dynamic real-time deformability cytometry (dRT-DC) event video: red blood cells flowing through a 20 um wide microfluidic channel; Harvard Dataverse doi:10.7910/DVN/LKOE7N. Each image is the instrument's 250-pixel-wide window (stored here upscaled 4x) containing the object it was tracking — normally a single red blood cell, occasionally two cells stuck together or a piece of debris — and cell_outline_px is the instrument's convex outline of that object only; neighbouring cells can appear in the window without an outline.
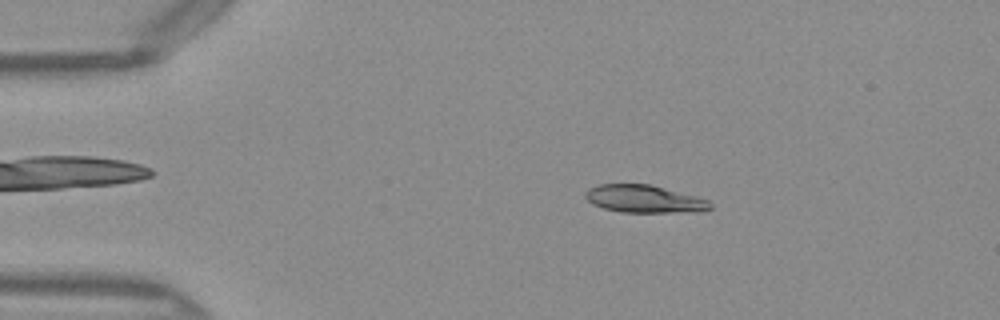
{"species": "Egyptian fruit bat (a non-hibernating species)", "species_latin": "Rousettus aegyptiacus", "temperature_condition": "warm", "stored_images_in_passage": 46, "camera_frame_rate_fps": 3000, "um_per_image_px": 0.085, "frame": {"image": 1, "passage_image": 6, "time_ms": 1.667, "image_size_px": [1000, 320], "cell_outline_px": [[712, 208], [700, 212], [620, 212], [604, 208], [592, 204], [584, 196], [584, 192], [588, 188], [600, 184], [652, 184], [696, 196], [708, 200], [712, 204]], "centroid_in_image_um": [54.77, 16.91], "position_along_channel_um": 30.2, "area_um2": 20.29}}
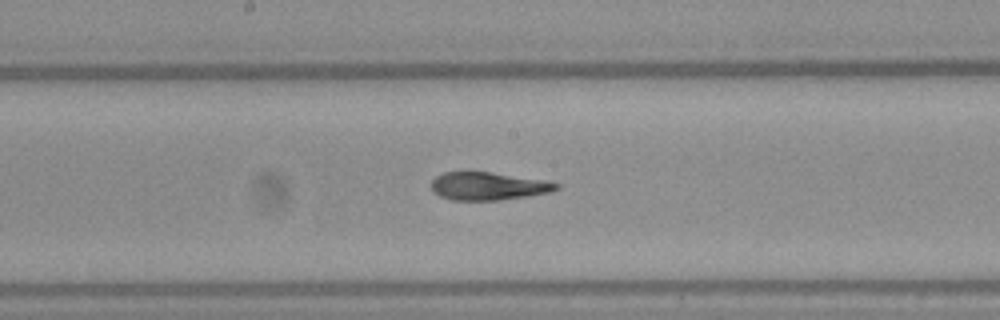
{"frame": {"image": 2, "passage_image": 23, "time_ms": 7.333, "image_size_px": [1000, 320], "cell_outline_px": [[560, 188], [548, 192], [528, 196], [496, 200], [452, 200], [440, 196], [432, 192], [432, 180], [436, 176], [444, 172], [492, 172], [544, 180], [560, 184]], "centroid_in_image_um": [41.48, 15.82], "position_along_channel_um": 206.7, "area_um2": 20.23}}
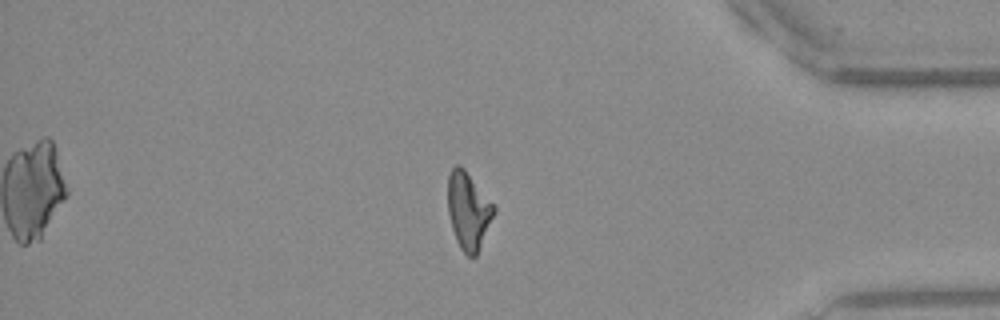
{"frame": {"image": 3, "passage_image": 39, "time_ms": 12.667, "image_size_px": [1000, 320], "cell_outline_px": [[496, 212], [476, 256], [468, 256], [460, 248], [456, 240], [452, 228], [448, 212], [448, 176], [452, 168], [456, 164], [460, 164], [464, 168], [496, 208]], "centroid_in_image_um": [39.81, 17.91], "position_along_channel_um": 395.4, "area_um2": 20.58}, "authors_computed_cell_mechanics": {"area_um2": 20.9525, "velocity_mm_per_s": 4.0766, "shape_relaxation_time_tau1_ms": 7.6383, "shape_relaxation_time_tau2_ms": 1.39, "deformation_change_tau1": 0.2544, "deformation_change_tau2": 0.085}}